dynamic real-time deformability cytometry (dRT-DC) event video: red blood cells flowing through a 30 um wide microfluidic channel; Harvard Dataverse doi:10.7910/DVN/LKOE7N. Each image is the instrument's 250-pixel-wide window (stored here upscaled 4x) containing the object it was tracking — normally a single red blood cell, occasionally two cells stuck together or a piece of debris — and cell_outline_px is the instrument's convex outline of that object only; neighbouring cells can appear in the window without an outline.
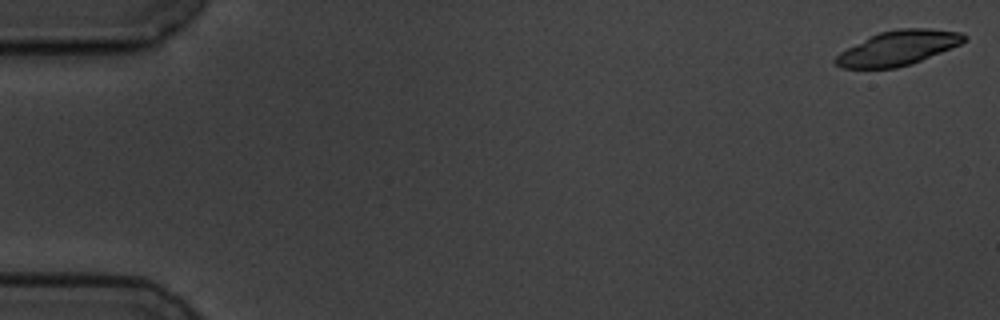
{"species": "common noctule bat (a hibernating species)", "species_latin": "Nyctalus noctula", "temperature_condition": "cold", "stored_images_in_passage": 10, "camera_frame_rate_fps": 3000, "um_per_image_px": 0.085, "animal": {"sex": "male", "body_mass_g": 19.5, "forearm_length_mm": 54.6}, "frame": {"image": 1, "passage_image": 1, "time_ms": 0.0, "image_size_px": [1000, 320], "cell_outline_px": [[968, 40], [952, 48], [912, 64], [896, 68], [840, 68], [832, 60], [840, 52], [868, 36], [880, 32], [896, 28], [928, 28], [960, 32], [968, 36]], "centroid_in_image_um": [76.34, 4.07], "position_along_channel_um": 8.7, "area_um2": 26.18}}
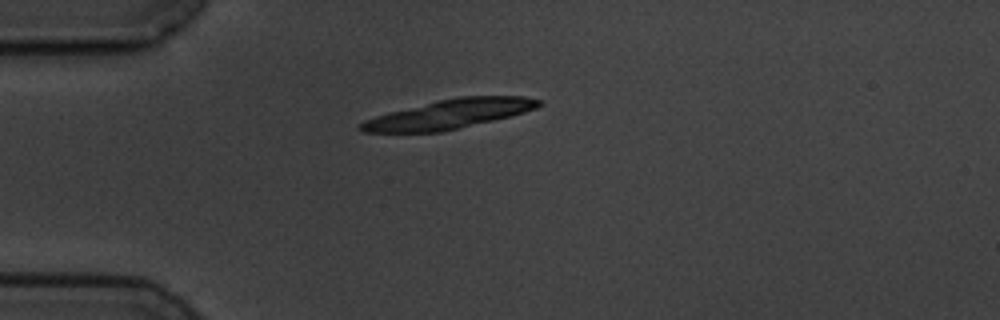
{"frame": {"image": 2, "passage_image": 5, "time_ms": 4.667, "image_size_px": [1000, 320], "cell_outline_px": [[544, 100], [536, 108], [512, 116], [444, 132], [364, 132], [356, 128], [356, 124], [364, 120], [388, 112], [436, 100], [460, 96], [524, 96]], "centroid_in_image_um": [38.17, 9.7], "position_along_channel_um": 46.8, "area_um2": 30.69}}